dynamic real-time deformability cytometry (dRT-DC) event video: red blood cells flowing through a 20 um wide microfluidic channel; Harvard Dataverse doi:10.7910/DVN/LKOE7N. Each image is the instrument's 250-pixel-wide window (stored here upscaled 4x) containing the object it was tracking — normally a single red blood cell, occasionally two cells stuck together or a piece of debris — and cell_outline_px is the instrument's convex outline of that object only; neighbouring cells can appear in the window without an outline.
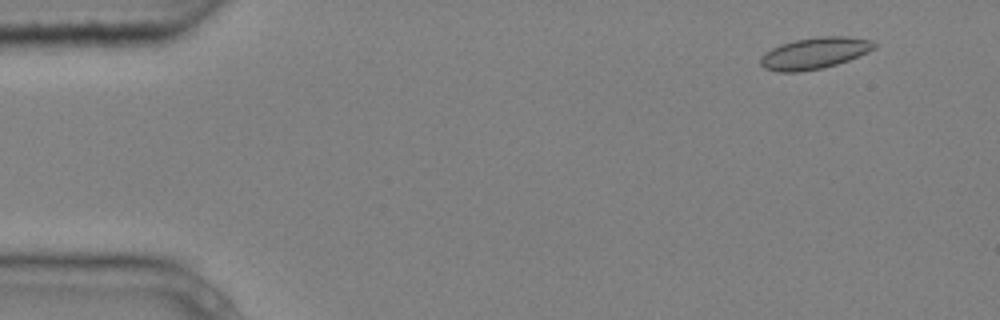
{"species": "common noctule bat (a hibernating species)", "species_latin": "Nyctalus noctula", "temperature_condition": "cold", "stored_images_in_passage": 5, "camera_frame_rate_fps": 3000, "um_per_image_px": 0.085, "animal": {"sex": "male", "body_mass_g": 20.4}, "frame": {"image": 1, "passage_image": 2, "time_ms": 0.333, "image_size_px": [1000, 320], "cell_outline_px": [[876, 48], [848, 60], [824, 68], [800, 72], [776, 72], [764, 68], [760, 64], [760, 56], [764, 52], [780, 44], [796, 40], [820, 36], [848, 36], [872, 40], [876, 44]], "centroid_in_image_um": [69.21, 4.52], "position_along_channel_um": 15.8, "area_um2": 20.98}}
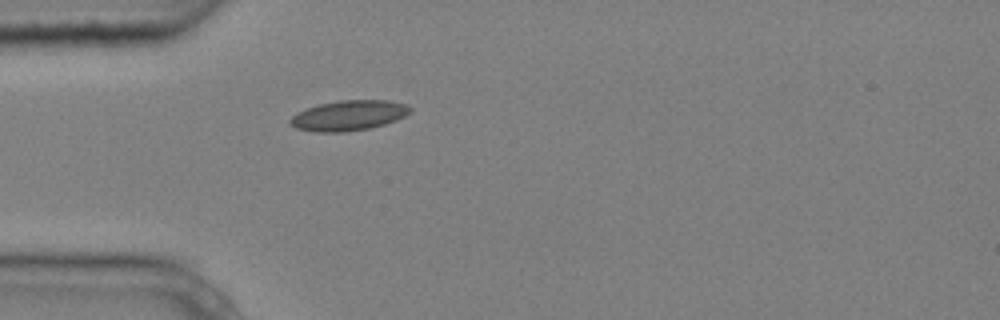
{"frame": {"image": 2, "passage_image": 5, "time_ms": 1.333, "image_size_px": [1000, 320], "cell_outline_px": [[412, 112], [396, 120], [384, 124], [368, 128], [344, 132], [312, 132], [296, 128], [288, 124], [288, 120], [292, 116], [308, 108], [320, 104], [340, 100], [388, 100], [408, 104], [412, 108]], "centroid_in_image_um": [29.65, 9.81], "position_along_channel_um": 55.3, "area_um2": 21.15}}